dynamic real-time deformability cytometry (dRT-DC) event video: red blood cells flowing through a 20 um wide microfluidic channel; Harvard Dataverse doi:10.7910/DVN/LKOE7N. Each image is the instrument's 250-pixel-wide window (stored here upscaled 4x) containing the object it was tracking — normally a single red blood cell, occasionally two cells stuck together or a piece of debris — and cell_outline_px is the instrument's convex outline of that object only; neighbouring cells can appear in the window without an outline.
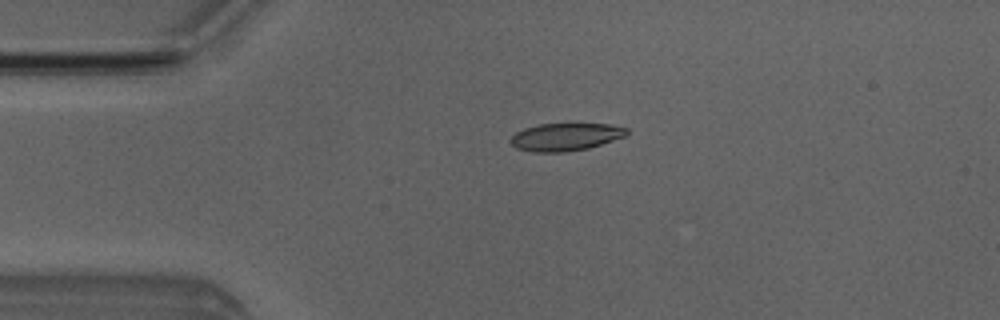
{"species": "Egyptian fruit bat (a non-hibernating species)", "species_latin": "Rousettus aegyptiacus", "temperature_condition": "room temperature", "stored_images_in_passage": 4, "camera_frame_rate_fps": 3000, "um_per_image_px": 0.085, "animal": {"sex": "male"}, "frame": {"image": 1, "passage_image": 3, "time_ms": 2.333, "image_size_px": [1000, 320], "cell_outline_px": [[628, 132], [624, 136], [588, 148], [564, 152], [532, 152], [516, 148], [508, 140], [516, 132], [524, 128], [540, 124], [608, 124], [628, 128]], "centroid_in_image_um": [48.02, 11.64], "position_along_channel_um": 37.0, "area_um2": 18.55}}